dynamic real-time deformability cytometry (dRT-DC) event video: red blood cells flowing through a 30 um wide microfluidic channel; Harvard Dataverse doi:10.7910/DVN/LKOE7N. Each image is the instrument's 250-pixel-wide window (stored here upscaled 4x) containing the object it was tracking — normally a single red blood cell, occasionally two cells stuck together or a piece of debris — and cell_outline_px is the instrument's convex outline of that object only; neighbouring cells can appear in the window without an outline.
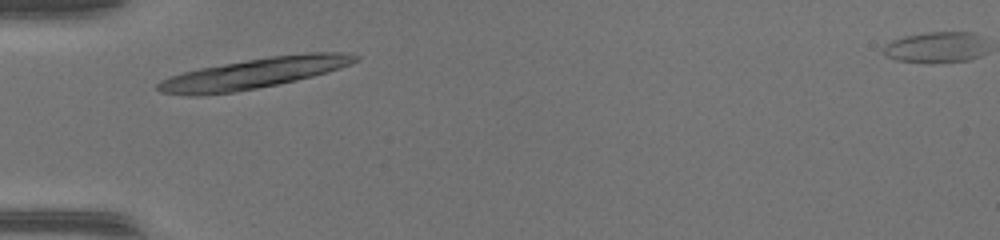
{"species": "common noctule bat (a hibernating species)", "species_latin": "Nyctalus noctula", "temperature_condition": "warm", "stored_images_in_passage": 4, "camera_frame_rate_fps": 3000, "um_per_image_px": 0.085, "animal": {"sex": "female", "body_mass_g": 17.0, "forearm_length_mm": 48.0}, "frame": {"image": 1, "passage_image": 1, "time_ms": 0.0, "image_size_px": [1000, 240], "cell_outline_px": [[360, 60], [312, 76], [296, 80], [236, 92], [204, 96], [188, 96], [160, 92], [156, 88], [156, 84], [160, 80], [168, 76], [200, 68], [272, 56], [312, 52], [340, 52], [360, 56]], "centroid_in_image_um": [21.48, 6.25], "position_along_channel_um": 63.5, "area_um2": 34.62}}